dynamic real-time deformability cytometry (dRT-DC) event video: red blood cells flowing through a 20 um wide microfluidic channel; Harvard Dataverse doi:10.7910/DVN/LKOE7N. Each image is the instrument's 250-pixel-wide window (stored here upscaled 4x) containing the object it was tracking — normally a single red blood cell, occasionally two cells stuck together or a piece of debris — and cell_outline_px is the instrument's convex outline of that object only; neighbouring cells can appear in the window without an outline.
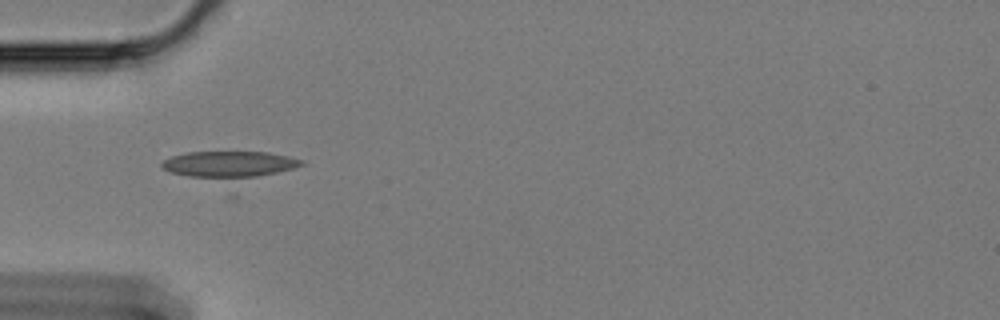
{"species": "Egyptian fruit bat (a non-hibernating species)", "species_latin": "Rousettus aegyptiacus", "temperature_condition": "cold", "stored_images_in_passage": 35, "camera_frame_rate_fps": 3000, "um_per_image_px": 0.085, "animal": {"sex": "female"}, "frame": {"image": 1, "passage_image": 16, "time_ms": 5.0, "image_size_px": [1000, 320], "cell_outline_px": [[308, 164], [276, 172], [236, 180], [228, 180], [188, 176], [172, 172], [164, 168], [160, 164], [164, 160], [172, 156], [188, 152], [268, 152], [288, 156], [304, 160]], "centroid_in_image_um": [19.51, 13.97], "position_along_channel_um": 65.5, "area_um2": 21.62}}
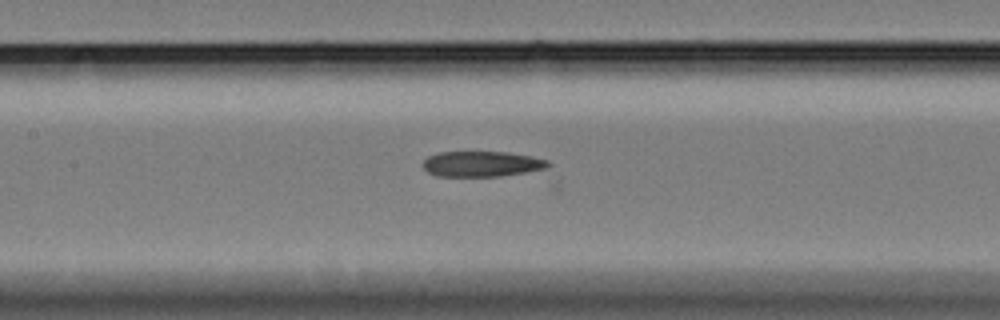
{"frame": {"image": 2, "passage_image": 25, "time_ms": 8.0, "image_size_px": [1000, 320], "cell_outline_px": [[552, 164], [544, 168], [524, 172], [500, 176], [436, 176], [428, 172], [420, 164], [428, 156], [440, 152], [508, 152], [532, 156], [548, 160]], "centroid_in_image_um": [40.92, 13.93], "position_along_channel_um": 166.5, "area_um2": 18.55}}
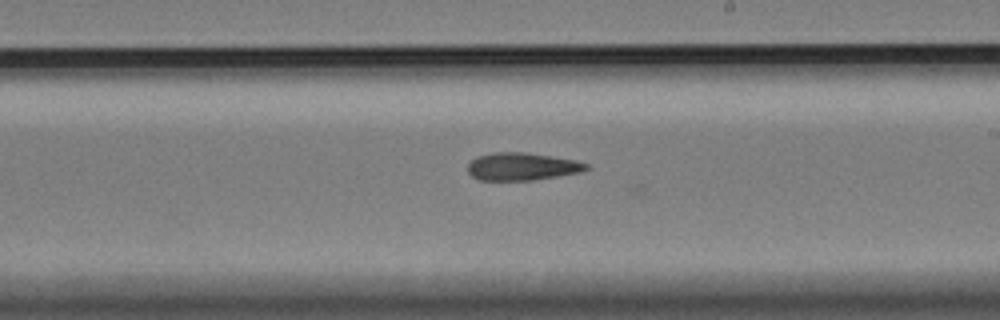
{"frame": {"image": 3, "passage_image": 32, "time_ms": 10.333, "image_size_px": [1000, 320], "cell_outline_px": [[588, 168], [580, 172], [532, 180], [480, 180], [472, 176], [468, 172], [468, 164], [476, 156], [492, 152], [524, 152], [576, 160], [588, 164]], "centroid_in_image_um": [44.33, 14.15], "position_along_channel_um": 244.7, "area_um2": 18.96}}